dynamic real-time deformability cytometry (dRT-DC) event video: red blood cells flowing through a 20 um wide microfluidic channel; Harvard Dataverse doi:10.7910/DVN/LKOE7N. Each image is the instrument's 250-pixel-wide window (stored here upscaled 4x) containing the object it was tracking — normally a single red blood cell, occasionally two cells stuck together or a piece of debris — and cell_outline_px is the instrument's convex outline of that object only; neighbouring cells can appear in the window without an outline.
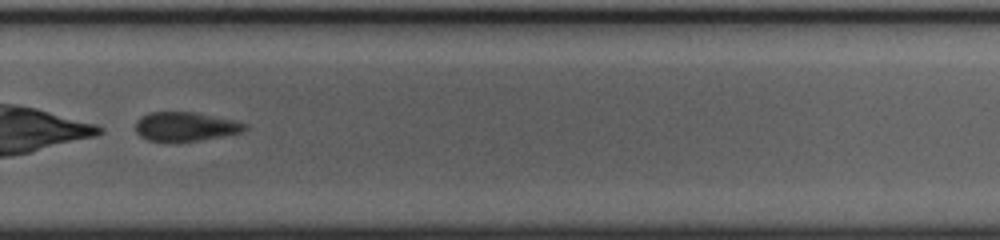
{"species": "common noctule bat (a hibernating species)", "species_latin": "Nyctalus noctula", "temperature_condition": "cold", "stored_images_in_passage": 36, "camera_frame_rate_fps": 3000, "um_per_image_px": 0.085, "animal": {"sex": "female", "body_mass_g": 23.0, "forearm_length_mm": 53.4}, "frame": {"image": 1, "passage_image": 22, "time_ms": 7.0, "image_size_px": [1000, 240], "cell_outline_px": [[248, 128], [240, 132], [224, 136], [200, 140], [148, 140], [140, 136], [136, 132], [136, 120], [140, 116], [148, 112], [192, 112], [232, 120], [248, 124]], "centroid_in_image_um": [15.74, 10.74], "position_along_channel_um": 314.1, "area_um2": 18.15}}
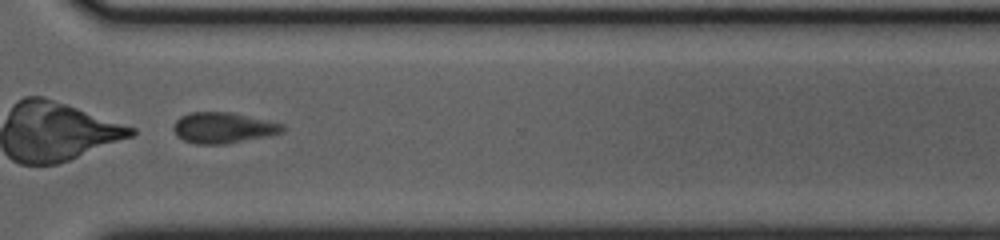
{"frame": {"image": 2, "passage_image": 25, "time_ms": 8.0, "image_size_px": [1000, 240], "cell_outline_px": [[284, 132], [268, 136], [228, 144], [196, 144], [184, 140], [172, 128], [176, 120], [180, 116], [188, 112], [232, 112], [284, 124]], "centroid_in_image_um": [18.99, 10.86], "position_along_channel_um": 351.6, "area_um2": 19.65}}